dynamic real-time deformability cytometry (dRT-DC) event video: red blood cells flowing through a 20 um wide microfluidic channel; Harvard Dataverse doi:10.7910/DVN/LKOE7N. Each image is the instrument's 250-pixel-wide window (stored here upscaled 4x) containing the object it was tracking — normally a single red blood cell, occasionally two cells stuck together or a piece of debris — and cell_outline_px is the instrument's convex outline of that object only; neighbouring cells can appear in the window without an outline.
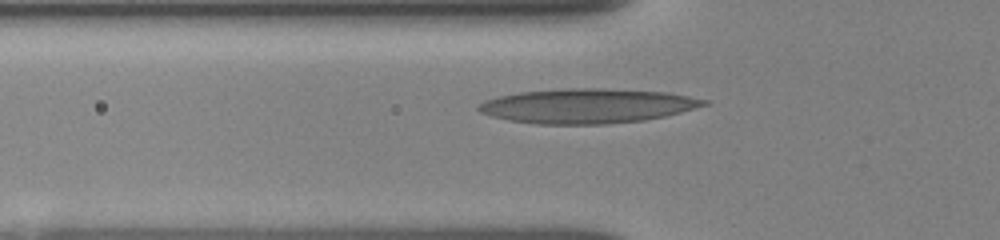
{"species": "human", "species_latin": "Homo sapiens", "temperature_condition": "room temperature", "stored_images_in_passage": 32, "camera_frame_rate_fps": 3000, "um_per_image_px": 0.085, "donor": {"sex": "female"}, "frame": {"image": 1, "passage_image": 23, "time_ms": 3.0, "image_size_px": [1000, 240], "cell_outline_px": [[708, 104], [680, 112], [664, 116], [644, 120], [604, 124], [536, 124], [512, 120], [492, 116], [480, 112], [476, 108], [484, 100], [500, 96], [520, 92], [568, 88], [600, 88], [668, 92], [708, 100]], "centroid_in_image_um": [49.92, 9.0], "position_along_channel_um": 75.9, "area_um2": 45.08}}
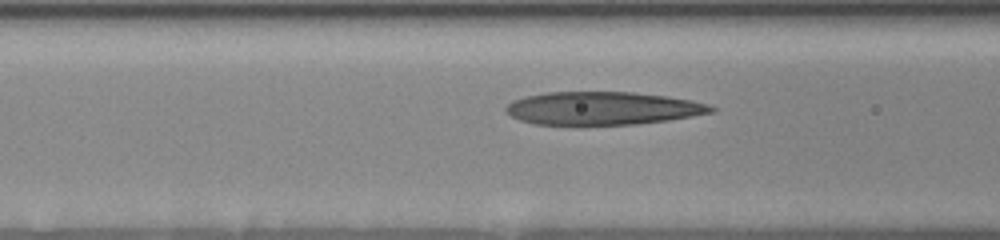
{"frame": {"image": 2, "passage_image": 31, "time_ms": 4.0, "image_size_px": [1000, 240], "cell_outline_px": [[716, 112], [668, 120], [636, 124], [580, 128], [532, 124], [520, 120], [504, 112], [504, 108], [512, 100], [524, 96], [544, 92], [632, 92], [668, 96], [692, 100], [708, 104], [716, 108]], "centroid_in_image_um": [51.15, 9.25], "position_along_channel_um": 115.4, "area_um2": 41.15}}